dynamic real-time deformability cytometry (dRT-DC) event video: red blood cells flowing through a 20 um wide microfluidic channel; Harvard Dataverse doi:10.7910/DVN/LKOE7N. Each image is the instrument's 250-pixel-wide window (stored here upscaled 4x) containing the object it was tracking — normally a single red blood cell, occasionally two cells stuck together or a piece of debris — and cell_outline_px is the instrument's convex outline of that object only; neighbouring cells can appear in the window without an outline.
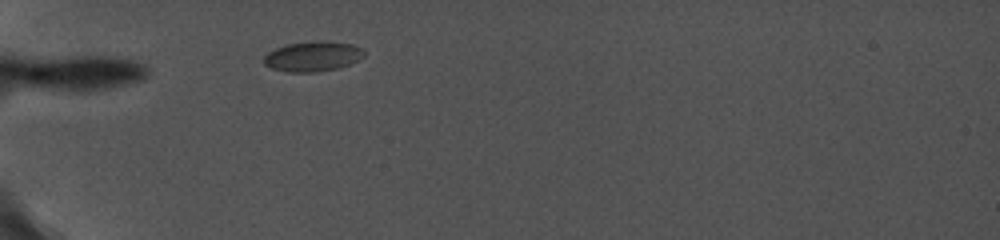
{"species": "common noctule bat (a hibernating species)", "species_latin": "Nyctalus noctula", "temperature_condition": "cold", "stored_images_in_passage": 17, "camera_frame_rate_fps": 5000, "um_per_image_px": 0.085, "animal": {"sex": "female", "body_mass_g": 19.0, "forearm_length_mm": 56.7}, "frame": {"image": 1, "passage_image": 1, "time_ms": 0.0, "image_size_px": [1000, 240], "cell_outline_px": [[364, 56], [360, 60], [336, 68], [316, 72], [288, 72], [272, 68], [264, 64], [264, 56], [268, 52], [276, 48], [288, 44], [316, 40], [324, 40], [352, 44], [360, 48], [364, 52]], "centroid_in_image_um": [26.58, 4.78], "position_along_channel_um": 58.4, "area_um2": 17.51}}
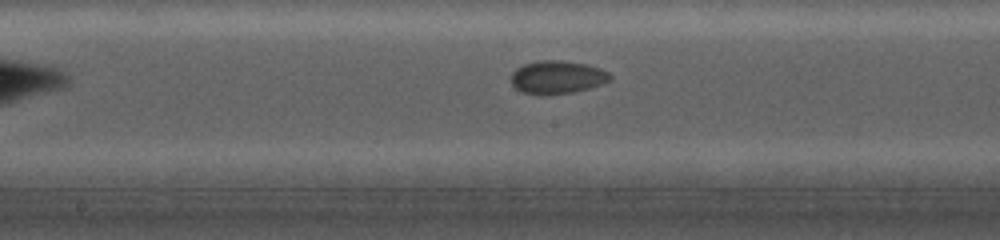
{"frame": {"image": 2, "passage_image": 8, "time_ms": 4.6, "image_size_px": [1000, 240], "cell_outline_px": [[612, 80], [588, 88], [572, 92], [540, 96], [520, 92], [512, 84], [512, 72], [516, 68], [524, 64], [540, 60], [560, 60], [588, 64], [600, 68], [608, 72], [612, 76]], "centroid_in_image_um": [47.35, 6.57], "position_along_channel_um": 200.8, "area_um2": 19.25}}
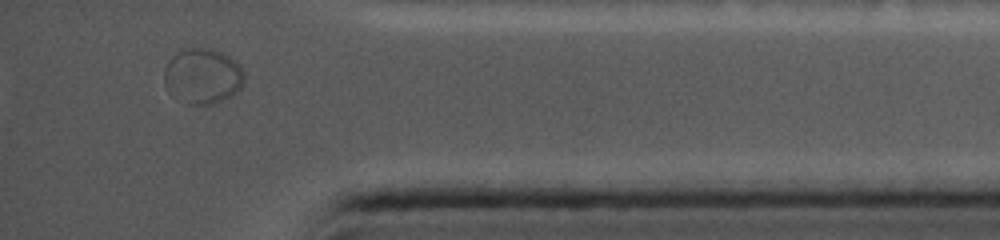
{"frame": {"image": 3, "passage_image": 16, "time_ms": 10.8, "image_size_px": [1000, 240], "cell_outline_px": [[244, 84], [236, 92], [212, 104], [188, 104], [168, 92], [164, 84], [164, 68], [168, 60], [172, 56], [188, 48], [212, 48], [228, 56], [240, 64], [244, 72]], "centroid_in_image_um": [17.21, 6.46], "position_along_channel_um": 418.0, "area_um2": 25.78}}